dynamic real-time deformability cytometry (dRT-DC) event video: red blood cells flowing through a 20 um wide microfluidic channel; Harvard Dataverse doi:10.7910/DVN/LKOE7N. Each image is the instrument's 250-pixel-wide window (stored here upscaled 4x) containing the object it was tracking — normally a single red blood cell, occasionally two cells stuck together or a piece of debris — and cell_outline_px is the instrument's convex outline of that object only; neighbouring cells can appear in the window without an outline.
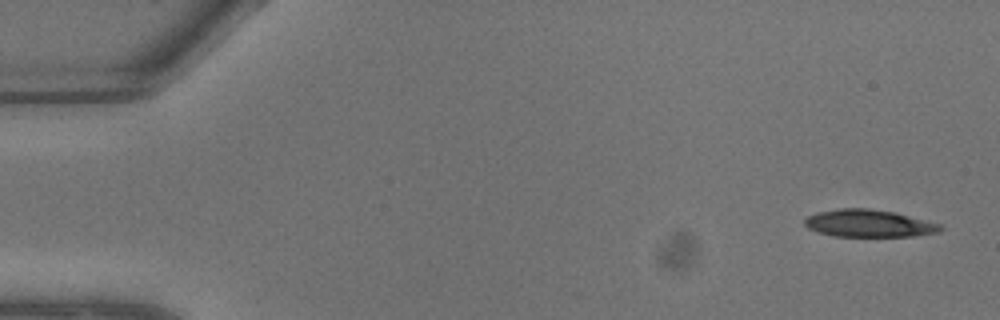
{"species": "common noctule bat (a hibernating species)", "species_latin": "Nyctalus noctula", "temperature_condition": "warm", "stored_images_in_passage": 8, "camera_frame_rate_fps": 3000, "um_per_image_px": 0.085, "animal": {"sex": "male", "body_mass_g": 13.3}, "frame": {"image": 1, "passage_image": 1, "time_ms": 0.0, "image_size_px": [1000, 320], "cell_outline_px": [[944, 228], [940, 232], [912, 236], [832, 236], [816, 232], [808, 228], [804, 224], [804, 220], [808, 216], [816, 212], [840, 208], [868, 208], [896, 212], [940, 224]], "centroid_in_image_um": [73.83, 18.98], "position_along_channel_um": 11.2, "area_um2": 21.79}}
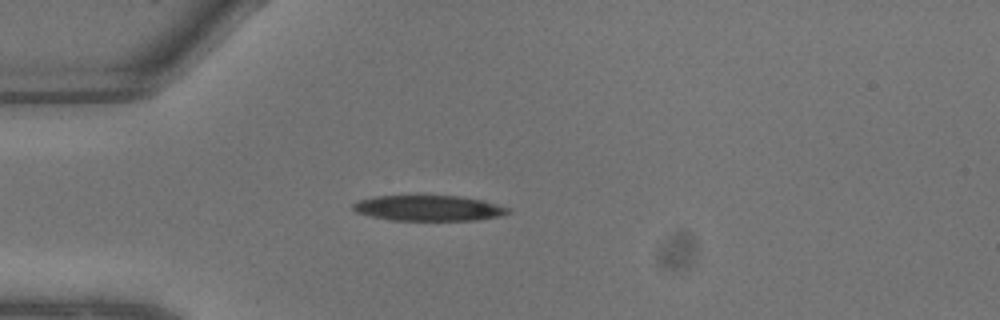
{"frame": {"image": 2, "passage_image": 6, "time_ms": 1.667, "image_size_px": [1000, 320], "cell_outline_px": [[508, 212], [500, 216], [476, 220], [392, 220], [372, 216], [356, 212], [352, 208], [352, 204], [360, 200], [376, 196], [460, 196], [480, 200], [508, 208]], "centroid_in_image_um": [36.39, 17.69], "position_along_channel_um": 48.6, "area_um2": 22.6}}
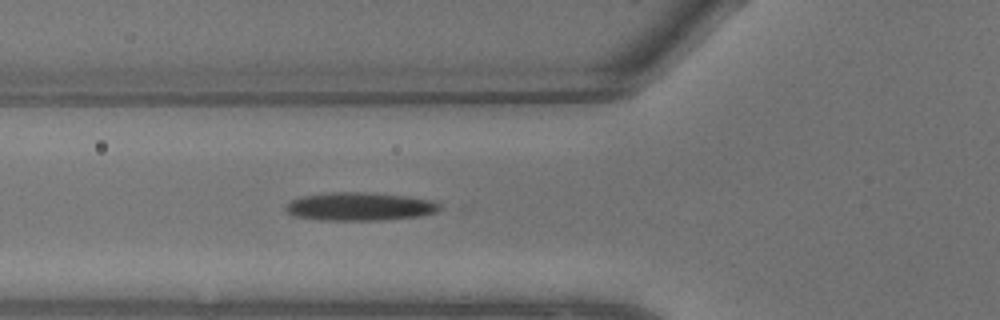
{"frame": {"image": 3, "passage_image": 8, "time_ms": 2.333, "image_size_px": [1000, 320], "cell_outline_px": [[444, 208], [436, 212], [420, 216], [384, 220], [320, 220], [292, 216], [284, 208], [284, 204], [300, 196], [332, 192], [364, 192], [408, 196], [432, 200], [440, 204]], "centroid_in_image_um": [30.57, 17.55], "position_along_channel_um": 95.2, "area_um2": 25.66}}